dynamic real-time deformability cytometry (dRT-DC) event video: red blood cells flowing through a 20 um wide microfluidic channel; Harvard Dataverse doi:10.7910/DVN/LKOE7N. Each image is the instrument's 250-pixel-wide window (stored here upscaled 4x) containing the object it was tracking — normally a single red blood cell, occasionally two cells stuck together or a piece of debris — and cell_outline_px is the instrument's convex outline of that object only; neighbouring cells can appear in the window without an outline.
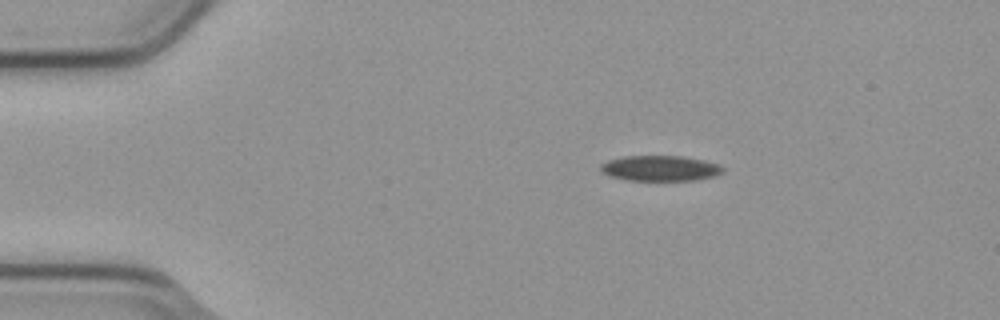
{"species": "common noctule bat (a hibernating species)", "species_latin": "Nyctalus noctula", "temperature_condition": "cold", "stored_images_in_passage": 4, "camera_frame_rate_fps": 3000, "um_per_image_px": 0.085, "animal": {"sex": "male", "body_mass_g": 23.1, "forearm_length_mm": 52.7}, "frame": {"image": 1, "passage_image": 1, "time_ms": 0.0, "image_size_px": [1000, 320], "cell_outline_px": [[724, 172], [716, 176], [696, 180], [628, 180], [612, 176], [600, 172], [600, 164], [608, 160], [624, 156], [684, 156], [704, 160], [720, 164], [724, 168]], "centroid_in_image_um": [56.15, 14.3], "position_along_channel_um": 28.8, "area_um2": 18.26}}
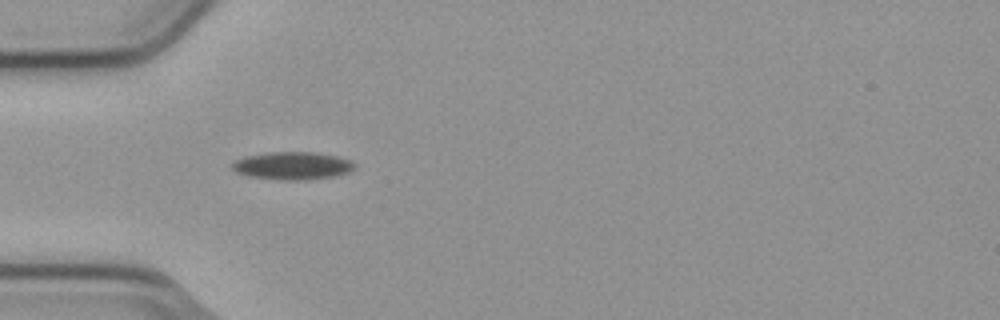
{"frame": {"image": 2, "passage_image": 3, "time_ms": 0.667, "image_size_px": [1000, 320], "cell_outline_px": [[356, 164], [348, 172], [332, 176], [304, 180], [284, 180], [252, 176], [236, 172], [232, 168], [232, 164], [236, 160], [248, 156], [272, 152], [316, 152], [336, 156], [348, 160]], "centroid_in_image_um": [24.86, 14.08], "position_along_channel_um": 60.1, "area_um2": 19.31}}
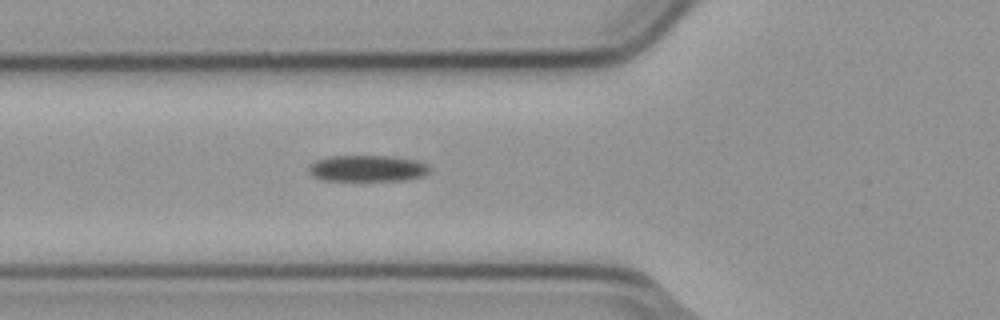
{"frame": {"image": 3, "passage_image": 4, "time_ms": 1.0, "image_size_px": [1000, 320], "cell_outline_px": [[432, 168], [424, 176], [404, 180], [320, 180], [312, 176], [308, 172], [308, 164], [316, 160], [328, 156], [388, 156], [416, 160], [428, 164]], "centroid_in_image_um": [31.2, 14.31], "position_along_channel_um": 94.6, "area_um2": 18.73}}